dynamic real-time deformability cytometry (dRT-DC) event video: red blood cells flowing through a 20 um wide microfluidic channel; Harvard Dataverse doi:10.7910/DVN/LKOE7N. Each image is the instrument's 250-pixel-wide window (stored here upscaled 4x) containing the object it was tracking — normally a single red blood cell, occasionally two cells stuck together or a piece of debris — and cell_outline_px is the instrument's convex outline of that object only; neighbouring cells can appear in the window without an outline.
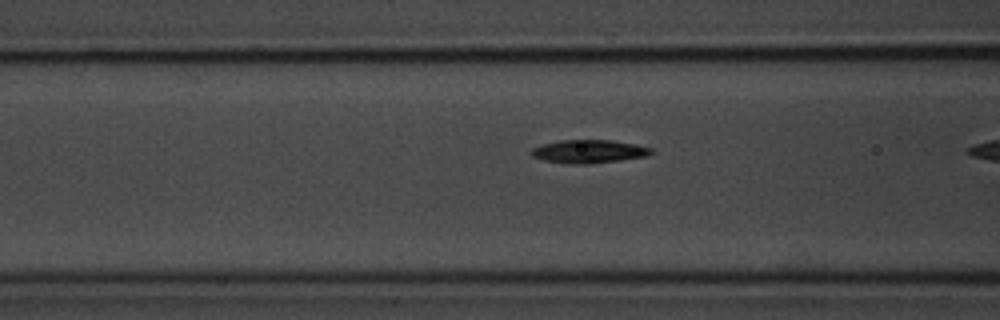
{"species": "common noctule bat (a hibernating species)", "species_latin": "Nyctalus noctula", "temperature_condition": "room temperature", "stored_images_in_passage": 20, "camera_frame_rate_fps": 3000, "um_per_image_px": 0.085, "animal": {"sex": "male", "body_mass_g": 20.1, "forearm_length_mm": 53.5}, "frame": {"image": 1, "passage_image": 15, "time_ms": 4.667, "image_size_px": [1000, 320], "cell_outline_px": [[656, 152], [648, 156], [620, 160], [588, 164], [568, 164], [544, 160], [532, 156], [528, 152], [532, 148], [544, 144], [560, 140], [612, 140], [636, 144], [652, 148]], "centroid_in_image_um": [50.08, 12.87], "position_along_channel_um": 116.5, "area_um2": 16.42}}